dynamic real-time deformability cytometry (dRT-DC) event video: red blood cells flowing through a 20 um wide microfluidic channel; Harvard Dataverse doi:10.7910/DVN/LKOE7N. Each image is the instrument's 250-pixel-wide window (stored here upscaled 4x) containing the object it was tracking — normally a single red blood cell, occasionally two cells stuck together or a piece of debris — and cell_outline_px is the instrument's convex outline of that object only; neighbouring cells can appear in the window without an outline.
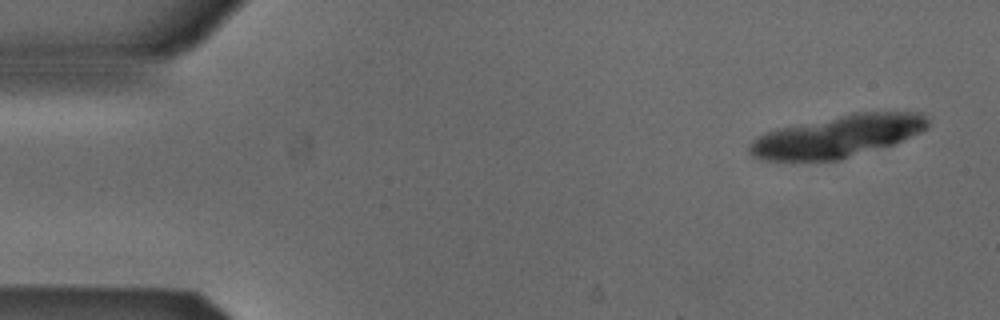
{"species": "Egyptian fruit bat (a non-hibernating species)", "species_latin": "Rousettus aegyptiacus", "temperature_condition": "cold", "stored_images_in_passage": 4, "camera_frame_rate_fps": 3000, "um_per_image_px": 0.085, "animal": {"sex": "male"}, "frame": {"image": 1, "passage_image": 1, "time_ms": 0.0, "image_size_px": [1000, 320], "cell_outline_px": [[928, 128], [920, 132], [892, 144], [840, 160], [760, 160], [752, 156], [748, 152], [748, 148], [752, 140], [756, 136], [776, 128], [852, 112], [920, 112], [928, 120]], "centroid_in_image_um": [71.14, 11.58], "position_along_channel_um": 13.9, "area_um2": 43.75}}
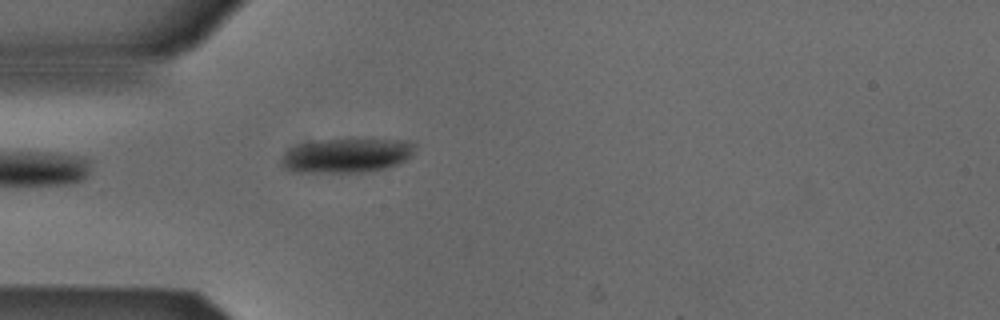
{"frame": {"image": 2, "passage_image": 4, "time_ms": 1.0, "image_size_px": [1000, 320], "cell_outline_px": [[416, 144], [412, 152], [404, 160], [396, 164], [384, 168], [360, 172], [292, 172], [284, 168], [280, 164], [280, 160], [284, 152], [296, 144], [320, 140], [408, 140]], "centroid_in_image_um": [29.37, 13.22], "position_along_channel_um": 55.6, "area_um2": 26.47}}